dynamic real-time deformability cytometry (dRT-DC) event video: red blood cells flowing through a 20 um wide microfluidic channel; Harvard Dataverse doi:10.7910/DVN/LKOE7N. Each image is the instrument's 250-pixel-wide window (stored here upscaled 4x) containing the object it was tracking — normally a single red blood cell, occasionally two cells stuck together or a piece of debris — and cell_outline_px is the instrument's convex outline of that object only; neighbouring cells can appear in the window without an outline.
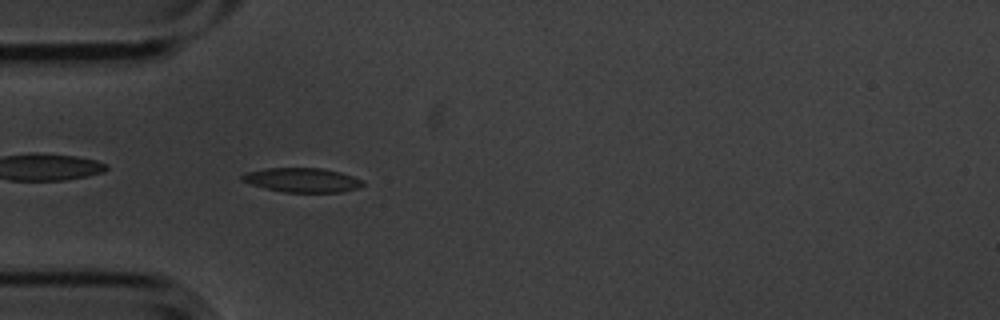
{"species": "common noctule bat (a hibernating species)", "species_latin": "Nyctalus noctula", "temperature_condition": "cold", "stored_images_in_passage": 5, "camera_frame_rate_fps": 3000, "um_per_image_px": 0.085, "animal": {"sex": "male", "body_mass_g": 20.1, "forearm_length_mm": 53.5}, "frame": {"image": 1, "passage_image": 5, "time_ms": 1.333, "image_size_px": [1000, 320], "cell_outline_px": [[364, 184], [360, 188], [340, 192], [284, 192], [252, 184], [240, 180], [240, 176], [244, 172], [264, 168], [320, 168], [340, 172], [364, 180]], "centroid_in_image_um": [25.69, 15.3], "position_along_channel_um": 59.3, "area_um2": 17.11}}